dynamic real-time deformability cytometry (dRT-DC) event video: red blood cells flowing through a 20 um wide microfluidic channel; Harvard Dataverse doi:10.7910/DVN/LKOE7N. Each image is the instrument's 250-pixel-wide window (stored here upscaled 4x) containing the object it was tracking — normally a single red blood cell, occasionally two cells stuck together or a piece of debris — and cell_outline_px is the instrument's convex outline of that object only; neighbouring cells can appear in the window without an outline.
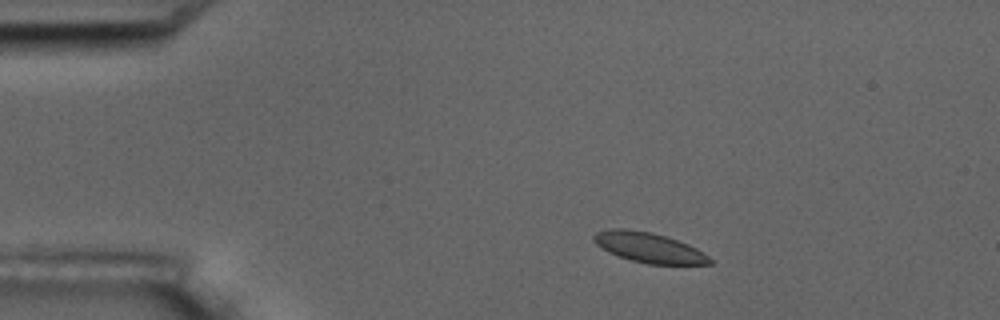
{"species": "common noctule bat (a hibernating species)", "species_latin": "Nyctalus noctula", "temperature_condition": "room temperature", "stored_images_in_passage": 4, "camera_frame_rate_fps": 3000, "um_per_image_px": 0.085, "animal": {"sex": "male", "body_mass_g": 17.5, "forearm_length_mm": 52.3}, "frame": {"image": 1, "passage_image": 2, "time_ms": 1.333, "image_size_px": [1000, 320], "cell_outline_px": [[712, 264], [648, 264], [632, 260], [608, 252], [596, 244], [592, 240], [592, 236], [596, 232], [608, 228], [624, 228], [652, 232], [668, 236], [688, 244], [696, 248], [708, 256], [712, 260]], "centroid_in_image_um": [55.13, 21.02], "position_along_channel_um": 29.9, "area_um2": 20.4}}